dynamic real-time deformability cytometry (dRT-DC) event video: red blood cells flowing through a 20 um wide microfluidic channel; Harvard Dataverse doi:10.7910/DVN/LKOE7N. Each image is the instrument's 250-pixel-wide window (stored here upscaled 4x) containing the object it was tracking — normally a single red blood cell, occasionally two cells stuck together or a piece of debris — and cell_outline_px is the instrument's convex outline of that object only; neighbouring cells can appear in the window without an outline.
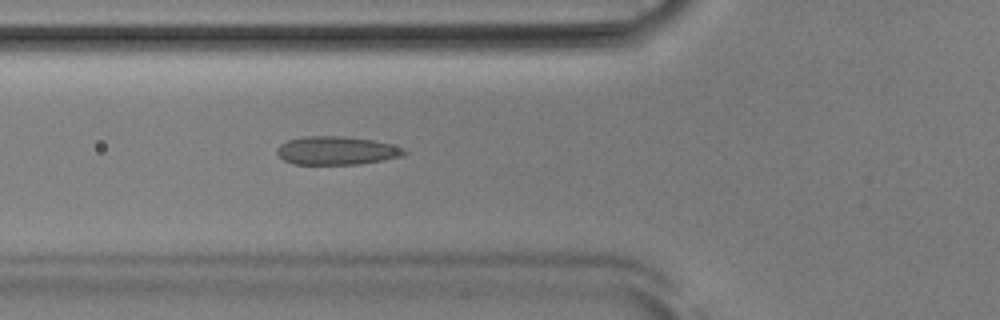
{"species": "Egyptian fruit bat (a non-hibernating species)", "species_latin": "Rousettus aegyptiacus", "temperature_condition": "room temperature", "stored_images_in_passage": 51, "camera_frame_rate_fps": 3000, "um_per_image_px": 0.085, "animal": {"sex": "male"}, "frame": {"image": 1, "passage_image": 18, "time_ms": 5.667, "image_size_px": [1000, 320], "cell_outline_px": [[408, 152], [404, 156], [384, 160], [360, 164], [292, 164], [284, 160], [276, 152], [276, 148], [280, 144], [288, 140], [304, 136], [344, 136], [372, 140], [404, 148]], "centroid_in_image_um": [28.61, 12.8], "position_along_channel_um": 97.2, "area_um2": 21.1}}
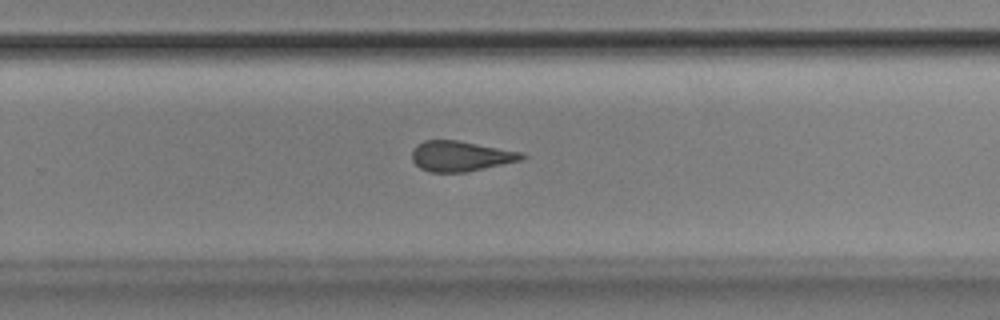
{"frame": {"image": 2, "passage_image": 33, "time_ms": 10.667, "image_size_px": [1000, 320], "cell_outline_px": [[528, 156], [524, 160], [464, 172], [428, 172], [420, 168], [412, 160], [412, 152], [416, 144], [424, 140], [456, 140], [524, 152]], "centroid_in_image_um": [39.18, 13.27], "position_along_channel_um": 290.6, "area_um2": 19.54}}
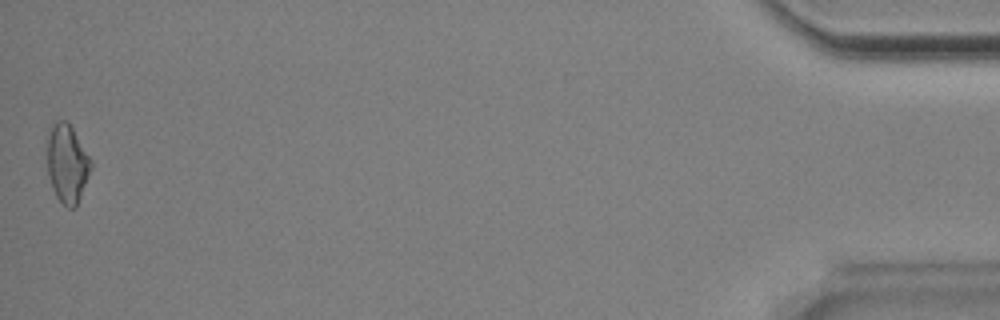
{"frame": {"image": 3, "passage_image": 51, "time_ms": 16.667, "image_size_px": [1000, 320], "cell_outline_px": [[92, 168], [76, 208], [68, 208], [56, 196], [52, 188], [48, 172], [48, 128], [56, 120], [68, 120], [92, 160]], "centroid_in_image_um": [5.72, 13.87], "position_along_channel_um": 429.5, "area_um2": 20.17}, "authors_computed_cell_mechanics": {"area_um2": 20.4034, "velocity_mm_per_s": 3.8797, "shape_relaxation_time_tau1_ms": 7.8708, "shape_relaxation_time_tau2_ms": 1.8586, "deformation_change_tau1": 0.1349, "deformation_change_tau2": 0.0737}}